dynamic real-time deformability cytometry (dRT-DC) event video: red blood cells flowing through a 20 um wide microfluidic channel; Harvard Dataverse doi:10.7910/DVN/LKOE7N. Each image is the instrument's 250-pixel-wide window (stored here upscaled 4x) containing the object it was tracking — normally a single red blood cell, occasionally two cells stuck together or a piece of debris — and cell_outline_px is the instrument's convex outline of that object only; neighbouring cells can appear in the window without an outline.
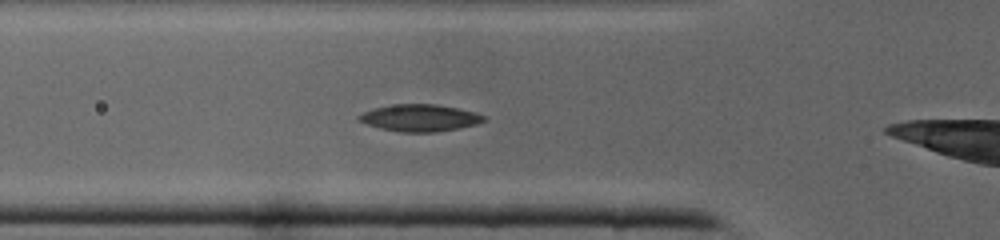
{"species": "common noctule bat (a hibernating species)", "species_latin": "Nyctalus noctula", "temperature_condition": "cold", "stored_images_in_passage": 25, "camera_frame_rate_fps": 3000, "um_per_image_px": 0.085, "animal": {"sex": "male", "body_mass_g": 19.0, "forearm_length_mm": 50.8}, "frame": {"image": 1, "passage_image": 5, "time_ms": 1.333, "image_size_px": [1000, 240], "cell_outline_px": [[488, 120], [476, 124], [456, 128], [432, 132], [400, 132], [380, 128], [368, 124], [360, 120], [356, 116], [364, 112], [376, 108], [396, 104], [436, 104], [460, 108], [476, 112], [488, 116]], "centroid_in_image_um": [35.76, 10.01], "position_along_channel_um": 90.0, "area_um2": 19.54}}
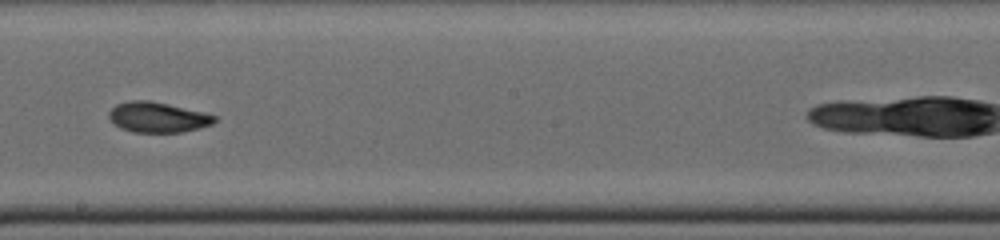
{"frame": {"image": 2, "passage_image": 14, "time_ms": 4.333, "image_size_px": [1000, 240], "cell_outline_px": [[216, 120], [212, 124], [180, 132], [132, 132], [120, 128], [108, 116], [108, 112], [116, 104], [132, 100], [148, 100], [168, 104], [216, 116]], "centroid_in_image_um": [13.35, 9.96], "position_along_channel_um": 234.8, "area_um2": 18.26}}
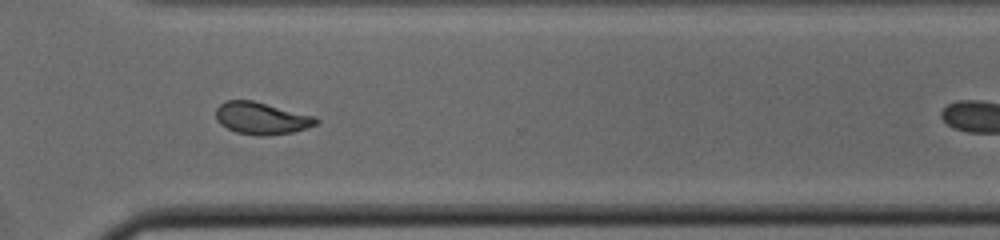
{"frame": {"image": 3, "passage_image": 21, "time_ms": 6.667, "image_size_px": [1000, 240], "cell_outline_px": [[320, 120], [316, 124], [292, 132], [264, 136], [260, 136], [236, 132], [220, 124], [216, 120], [216, 108], [224, 100], [252, 100], [316, 116]], "centroid_in_image_um": [22.21, 10.04], "position_along_channel_um": 348.4, "area_um2": 18.73}}